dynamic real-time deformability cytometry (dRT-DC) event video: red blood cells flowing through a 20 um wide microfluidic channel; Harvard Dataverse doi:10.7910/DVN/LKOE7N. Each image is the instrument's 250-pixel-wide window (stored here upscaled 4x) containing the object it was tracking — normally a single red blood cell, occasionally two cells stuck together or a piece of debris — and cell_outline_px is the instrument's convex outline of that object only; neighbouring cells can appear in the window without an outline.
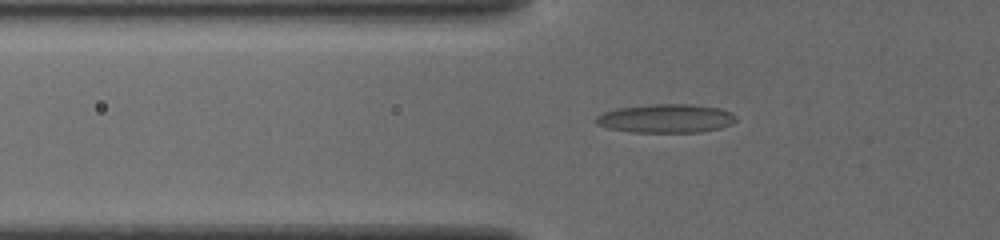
{"species": "common noctule bat (a hibernating species)", "species_latin": "Nyctalus noctula", "temperature_condition": "cold", "stored_images_in_passage": 44, "camera_frame_rate_fps": 3000, "um_per_image_px": 0.085, "animal": {"sex": "female", "body_mass_g": 19.5, "forearm_length_mm": 54.1}, "frame": {"image": 1, "passage_image": 10, "time_ms": 3.0, "image_size_px": [1000, 240], "cell_outline_px": [[736, 120], [732, 124], [720, 128], [700, 132], [628, 132], [608, 128], [596, 124], [596, 116], [604, 112], [616, 108], [652, 104], [692, 104], [720, 108], [732, 112], [736, 116]], "centroid_in_image_um": [56.62, 10.06], "position_along_channel_um": 69.2, "area_um2": 23.58}}
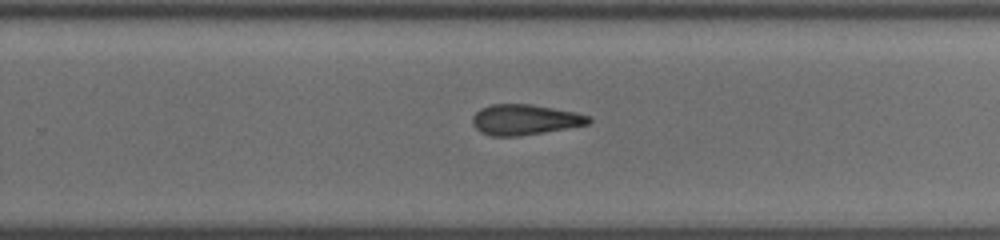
{"frame": {"image": 2, "passage_image": 27, "time_ms": 8.667, "image_size_px": [1000, 240], "cell_outline_px": [[592, 120], [588, 124], [516, 136], [492, 136], [480, 132], [472, 124], [472, 116], [480, 108], [492, 104], [532, 104], [576, 112], [592, 116]], "centroid_in_image_um": [44.59, 10.15], "position_along_channel_um": 285.2, "area_um2": 20.52}}
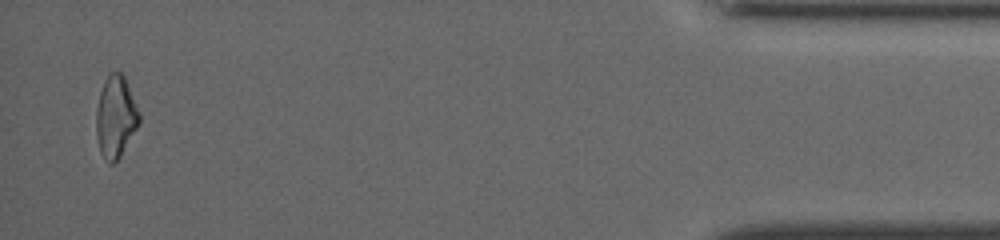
{"frame": {"image": 3, "passage_image": 43, "time_ms": 14.0, "image_size_px": [1000, 240], "cell_outline_px": [[140, 124], [120, 156], [112, 164], [108, 164], [104, 160], [100, 152], [96, 136], [96, 112], [100, 92], [104, 80], [108, 72], [120, 72], [124, 76], [140, 112]], "centroid_in_image_um": [9.83, 9.94], "position_along_channel_um": 425.4, "area_um2": 20.69}}